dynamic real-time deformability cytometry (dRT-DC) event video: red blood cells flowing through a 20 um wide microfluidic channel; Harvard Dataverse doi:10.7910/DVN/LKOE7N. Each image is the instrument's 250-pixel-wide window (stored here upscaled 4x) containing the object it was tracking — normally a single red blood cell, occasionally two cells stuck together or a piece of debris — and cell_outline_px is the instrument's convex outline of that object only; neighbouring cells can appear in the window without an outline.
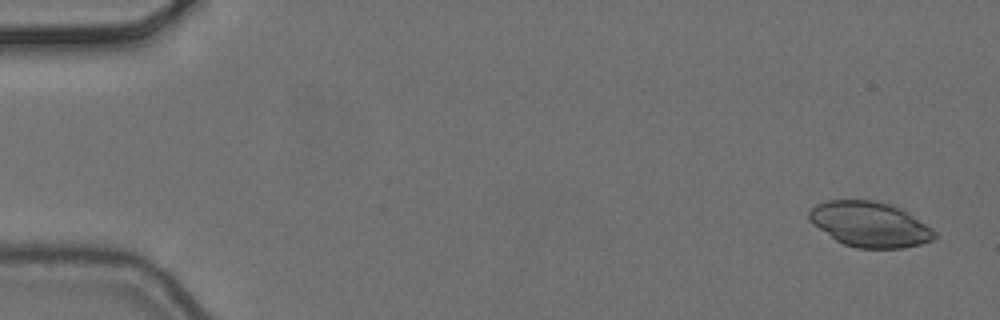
{"species": "common noctule bat (a hibernating species)", "species_latin": "Nyctalus noctula", "temperature_condition": "cold", "stored_images_in_passage": 5, "camera_frame_rate_fps": 3000, "um_per_image_px": 0.085, "animal": {"sex": "female", "body_mass_g": 24.6, "forearm_length_mm": 56.2}, "frame": {"image": 1, "passage_image": 1, "time_ms": 0.0, "image_size_px": [1000, 320], "cell_outline_px": [[936, 236], [932, 240], [920, 244], [904, 248], [856, 248], [844, 244], [836, 240], [812, 224], [808, 220], [808, 212], [816, 204], [828, 200], [872, 200], [892, 204], [900, 208], [932, 228], [936, 232]], "centroid_in_image_um": [73.91, 19.06], "position_along_channel_um": 11.1, "area_um2": 33.0}}